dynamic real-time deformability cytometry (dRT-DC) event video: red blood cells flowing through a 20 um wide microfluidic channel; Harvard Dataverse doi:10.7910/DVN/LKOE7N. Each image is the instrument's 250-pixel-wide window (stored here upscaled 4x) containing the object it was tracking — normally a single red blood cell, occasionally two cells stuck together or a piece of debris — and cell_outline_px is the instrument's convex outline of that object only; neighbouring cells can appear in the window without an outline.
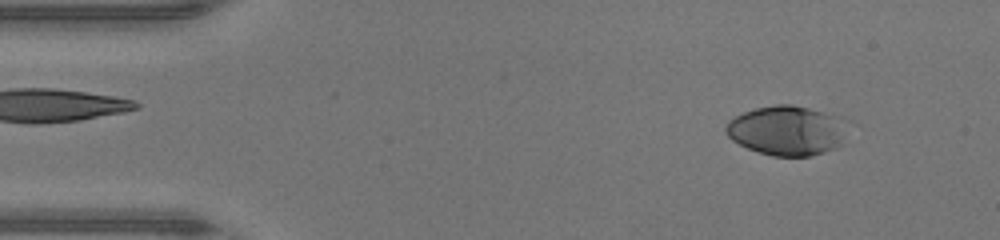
{"species": "human", "species_latin": "Homo sapiens", "temperature_condition": "warm", "stored_images_in_passage": 46, "camera_frame_rate_fps": 3000, "um_per_image_px": 0.085, "donor": {"sex": "male"}, "frame": {"image": 1, "passage_image": 4, "time_ms": 1.0, "image_size_px": [1000, 240], "cell_outline_px": [[844, 144], [836, 148], [812, 156], [772, 156], [756, 152], [732, 140], [724, 132], [724, 128], [728, 120], [744, 112], [756, 108], [776, 104], [792, 104], [840, 116]], "centroid_in_image_um": [66.83, 11.1], "position_along_channel_um": 18.2, "area_um2": 35.08}}
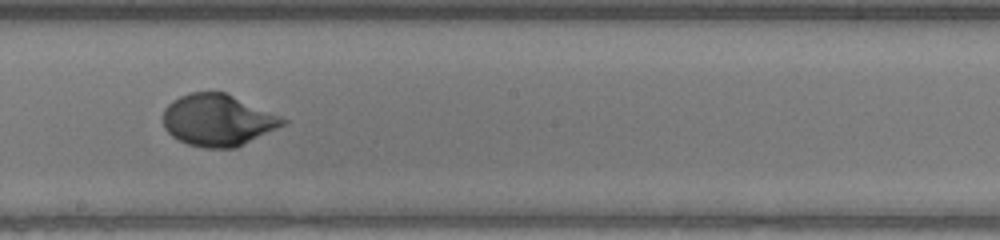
{"frame": {"image": 2, "passage_image": 25, "time_ms": 8.0, "image_size_px": [1000, 240], "cell_outline_px": [[288, 120], [284, 124], [236, 148], [204, 148], [188, 144], [172, 136], [164, 128], [164, 108], [172, 100], [180, 96], [192, 92], [228, 92], [280, 116]], "centroid_in_image_um": [18.5, 10.2], "position_along_channel_um": 229.7, "area_um2": 35.95}}
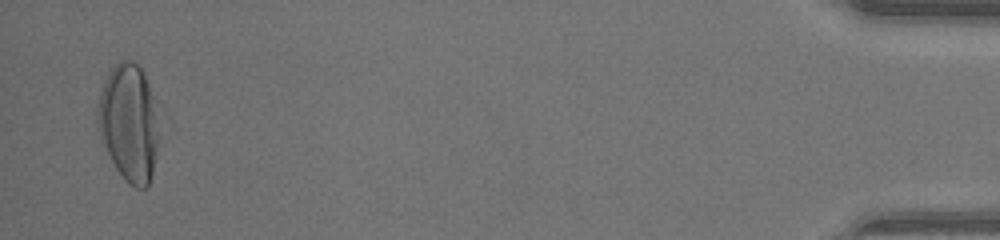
{"frame": {"image": 3, "passage_image": 45, "time_ms": 14.667, "image_size_px": [1000, 240], "cell_outline_px": [[156, 152], [152, 176], [148, 188], [136, 188], [128, 184], [124, 180], [116, 168], [100, 136], [96, 108], [100, 92], [104, 80], [108, 72], [120, 60], [132, 60], [140, 64], [144, 72], [152, 96], [156, 136]], "centroid_in_image_um": [10.92, 10.42], "position_along_channel_um": 424.3, "area_um2": 41.21}, "authors_computed_cell_mechanics": {"area_um2": 35.5181, "velocity_mm_per_s": 4.3487, "shape_relaxation_time_tau1_ms": 3.5501, "shape_relaxation_time_tau2_ms": null, "deformation_change_tau1": 0.2183, "deformation_change_tau2": null}}